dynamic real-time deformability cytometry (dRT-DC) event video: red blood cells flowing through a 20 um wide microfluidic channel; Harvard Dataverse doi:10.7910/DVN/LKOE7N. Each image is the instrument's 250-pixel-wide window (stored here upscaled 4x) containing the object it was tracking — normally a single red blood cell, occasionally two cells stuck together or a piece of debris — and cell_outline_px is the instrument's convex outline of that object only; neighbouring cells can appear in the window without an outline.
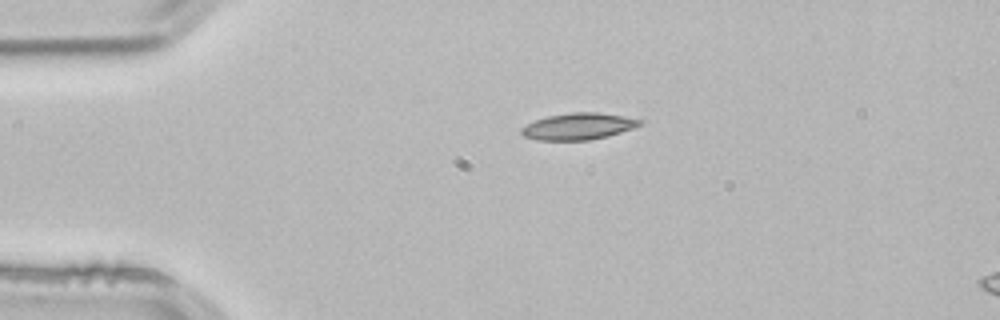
{"species": "common noctule bat (a hibernating species)", "species_latin": "Nyctalus noctula", "temperature_condition": "room temperature", "stored_images_in_passage": 3, "segment_of_instrument_passage": [1, 2], "camera_frame_rate_fps": 3000, "um_per_image_px": 0.085, "animal": {"sex": "male", "body_mass_g": 21.5, "forearm_length_mm": 52.0}, "frame": {"image": 1, "passage_image": 1, "time_ms": 0.0, "image_size_px": [1000, 320], "cell_outline_px": [[644, 124], [608, 136], [588, 140], [536, 140], [524, 136], [520, 132], [520, 128], [536, 120], [548, 116], [572, 112], [596, 112], [644, 120]], "centroid_in_image_um": [49.16, 10.74], "position_along_channel_um": 35.8, "area_um2": 18.21}}